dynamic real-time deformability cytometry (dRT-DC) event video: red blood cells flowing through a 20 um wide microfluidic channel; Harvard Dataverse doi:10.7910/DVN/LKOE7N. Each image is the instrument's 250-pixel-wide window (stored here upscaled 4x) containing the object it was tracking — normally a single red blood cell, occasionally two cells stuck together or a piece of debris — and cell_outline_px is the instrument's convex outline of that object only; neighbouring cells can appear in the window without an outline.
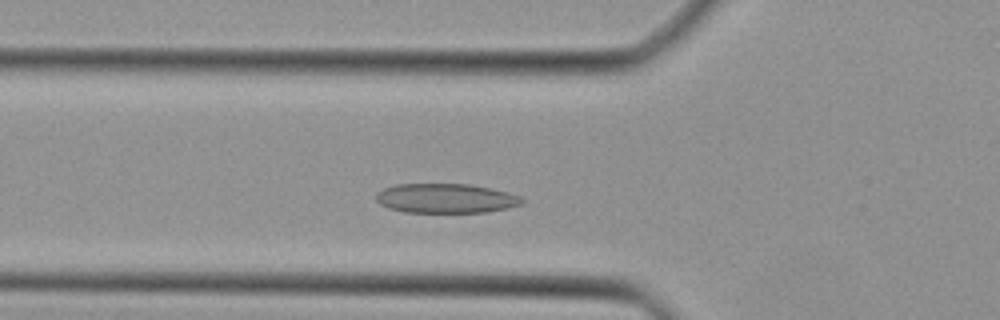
{"species": "Egyptian fruit bat (a non-hibernating species)", "species_latin": "Rousettus aegyptiacus", "temperature_condition": "cold", "stored_images_in_passage": 32, "camera_frame_rate_fps": 3000, "um_per_image_px": 0.085, "animal": {"sex": "female"}, "frame": {"image": 1, "passage_image": 8, "time_ms": 2.333, "image_size_px": [1000, 320], "cell_outline_px": [[524, 204], [508, 208], [484, 212], [404, 212], [388, 208], [380, 204], [376, 200], [376, 192], [384, 188], [396, 184], [468, 184], [492, 188], [508, 192], [520, 196], [524, 200]], "centroid_in_image_um": [37.9, 16.85], "position_along_channel_um": 87.9, "area_um2": 25.2}}
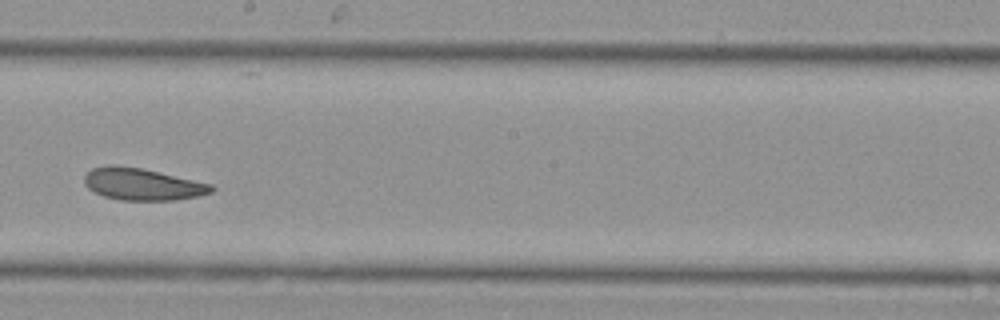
{"frame": {"image": 2, "passage_image": 18, "time_ms": 5.667, "image_size_px": [1000, 320], "cell_outline_px": [[216, 188], [212, 192], [196, 196], [176, 200], [120, 200], [104, 196], [88, 188], [84, 184], [84, 176], [92, 168], [108, 164], [116, 164], [144, 168], [212, 184]], "centroid_in_image_um": [12.09, 15.64], "position_along_channel_um": 236.1, "area_um2": 23.87}}
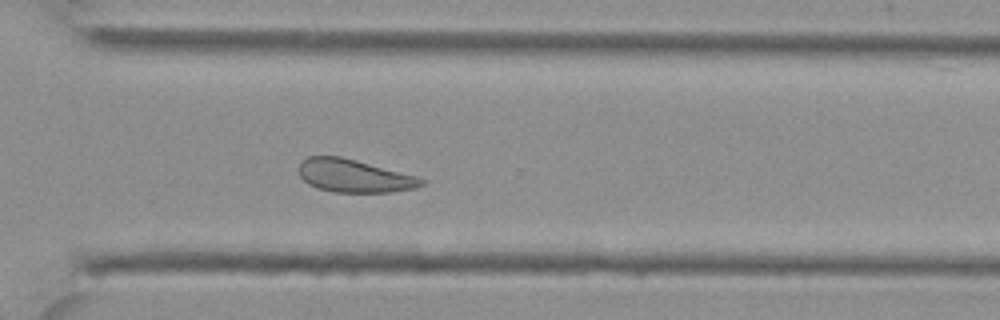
{"frame": {"image": 3, "passage_image": 25, "time_ms": 8.0, "image_size_px": [1000, 320], "cell_outline_px": [[424, 184], [416, 188], [392, 192], [332, 192], [316, 188], [308, 184], [300, 176], [300, 164], [308, 156], [340, 156], [356, 160], [416, 176], [424, 180]], "centroid_in_image_um": [30.09, 14.96], "position_along_channel_um": 340.5, "area_um2": 23.35}}